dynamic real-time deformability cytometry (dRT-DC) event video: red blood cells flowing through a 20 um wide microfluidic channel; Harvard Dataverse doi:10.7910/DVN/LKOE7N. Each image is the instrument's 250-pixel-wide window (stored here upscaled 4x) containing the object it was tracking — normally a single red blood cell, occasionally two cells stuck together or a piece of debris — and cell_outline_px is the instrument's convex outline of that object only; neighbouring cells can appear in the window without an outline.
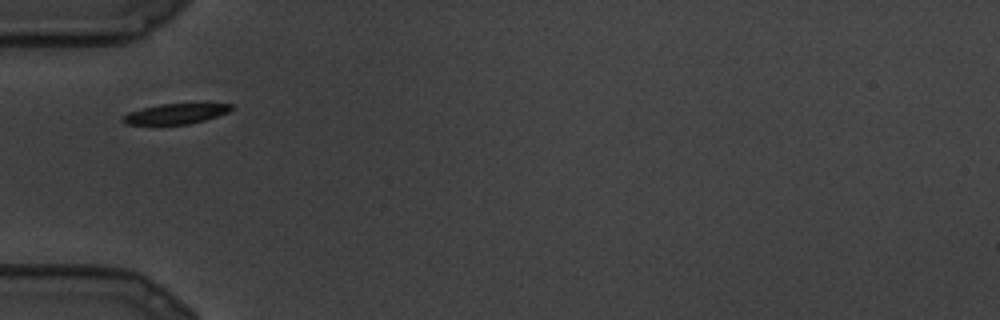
{"species": "common noctule bat (a hibernating species)", "species_latin": "Nyctalus noctula", "temperature_condition": "cold", "stored_images_in_passage": 20, "camera_frame_rate_fps": 3000, "um_per_image_px": 0.085, "animal": {"sex": "male", "body_mass_g": 19.5, "forearm_length_mm": 54.6}, "frame": {"image": 1, "passage_image": 1, "time_ms": 0.0, "image_size_px": [1000, 320], "cell_outline_px": [[232, 108], [228, 112], [204, 120], [188, 124], [160, 128], [124, 124], [120, 120], [120, 116], [128, 112], [160, 104], [232, 104]], "centroid_in_image_um": [14.74, 9.74], "position_along_channel_um": 70.3, "area_um2": 13.53}}
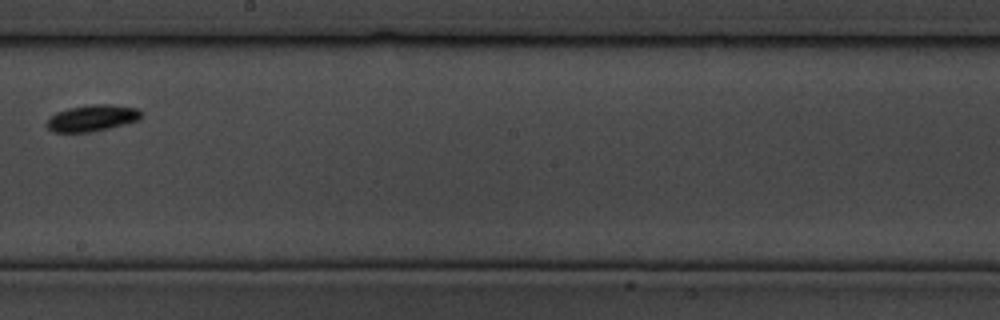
{"frame": {"image": 2, "passage_image": 9, "time_ms": 2.667, "image_size_px": [1000, 320], "cell_outline_px": [[144, 116], [140, 120], [108, 128], [88, 132], [52, 132], [44, 124], [56, 112], [68, 108], [92, 104], [108, 104], [136, 108]], "centroid_in_image_um": [7.82, 10.03], "position_along_channel_um": 240.4, "area_um2": 14.51}}
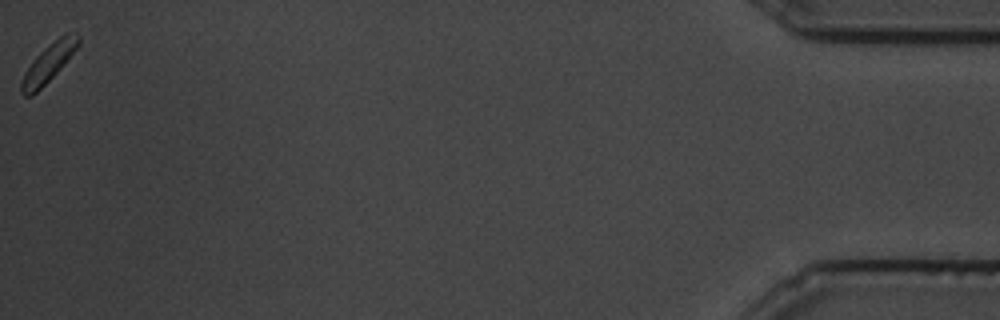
{"frame": {"image": 3, "passage_image": 20, "time_ms": 6.333, "image_size_px": [1000, 320], "cell_outline_px": [[80, 44], [60, 68], [32, 96], [24, 96], [20, 92], [20, 84], [24, 72], [36, 56], [48, 44], [64, 32], [68, 32], [80, 36]], "centroid_in_image_um": [4.11, 5.33], "position_along_channel_um": 431.1, "area_um2": 12.54}}